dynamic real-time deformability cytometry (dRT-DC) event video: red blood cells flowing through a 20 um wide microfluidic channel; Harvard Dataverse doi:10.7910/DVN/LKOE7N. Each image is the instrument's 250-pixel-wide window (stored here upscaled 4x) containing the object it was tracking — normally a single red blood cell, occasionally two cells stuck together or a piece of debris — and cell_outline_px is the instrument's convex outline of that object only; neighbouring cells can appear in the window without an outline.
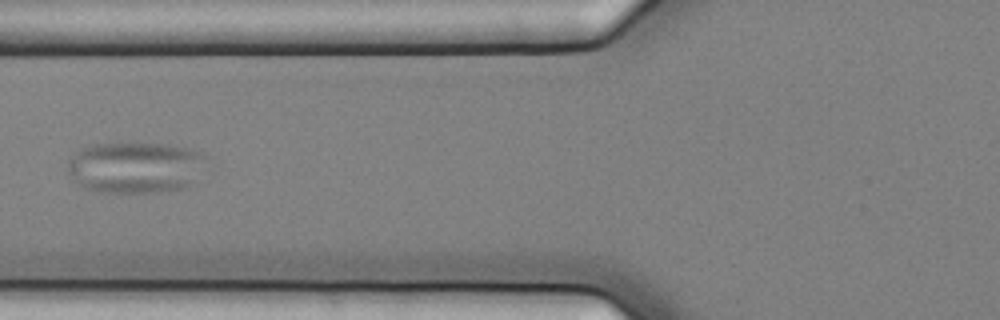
{"species": "common noctule bat (a hibernating species)", "species_latin": "Nyctalus noctula", "temperature_condition": "cold", "stored_images_in_passage": 8, "camera_frame_rate_fps": 3000, "um_per_image_px": 0.085, "animal": {"sex": "female", "body_mass_g": 25.1}, "frame": {"image": 1, "passage_image": 8, "time_ms": 2.333, "image_size_px": [1000, 320], "cell_outline_px": [[208, 156], [192, 184], [184, 188], [160, 192], [104, 192], [84, 188], [72, 180], [68, 172], [68, 160], [80, 148], [92, 144], [168, 144], [192, 148]], "centroid_in_image_um": [11.5, 14.23], "position_along_channel_um": 114.3, "area_um2": 41.56}}